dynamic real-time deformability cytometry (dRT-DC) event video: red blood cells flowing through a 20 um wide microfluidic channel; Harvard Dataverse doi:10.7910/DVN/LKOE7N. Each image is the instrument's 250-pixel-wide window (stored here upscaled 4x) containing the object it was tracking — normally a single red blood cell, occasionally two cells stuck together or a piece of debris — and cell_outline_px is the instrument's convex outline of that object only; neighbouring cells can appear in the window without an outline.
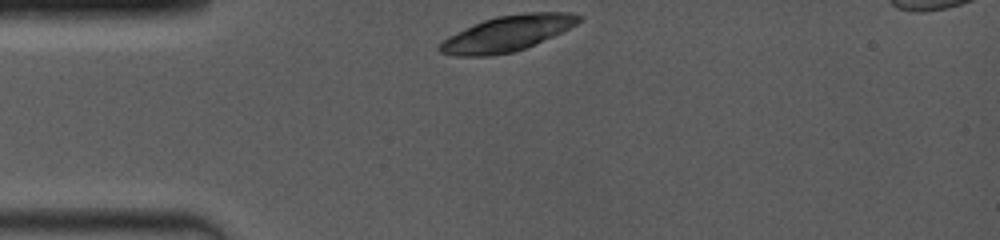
{"species": "common noctule bat (a hibernating species)", "species_latin": "Nyctalus noctula", "temperature_condition": "room temperature", "stored_images_in_passage": 4, "camera_frame_rate_fps": 4000, "um_per_image_px": 0.085, "animal": {"sex": "female", "body_mass_g": 19.0, "forearm_length_mm": 53.3}, "frame": {"image": 1, "passage_image": 1, "time_ms": 0.0, "image_size_px": [1000, 240], "cell_outline_px": [[584, 20], [552, 36], [516, 52], [488, 56], [456, 56], [440, 52], [436, 48], [448, 36], [456, 32], [484, 20], [496, 16], [524, 12], [568, 12], [584, 16]], "centroid_in_image_um": [43.12, 2.84], "position_along_channel_um": 41.9, "area_um2": 28.78}}